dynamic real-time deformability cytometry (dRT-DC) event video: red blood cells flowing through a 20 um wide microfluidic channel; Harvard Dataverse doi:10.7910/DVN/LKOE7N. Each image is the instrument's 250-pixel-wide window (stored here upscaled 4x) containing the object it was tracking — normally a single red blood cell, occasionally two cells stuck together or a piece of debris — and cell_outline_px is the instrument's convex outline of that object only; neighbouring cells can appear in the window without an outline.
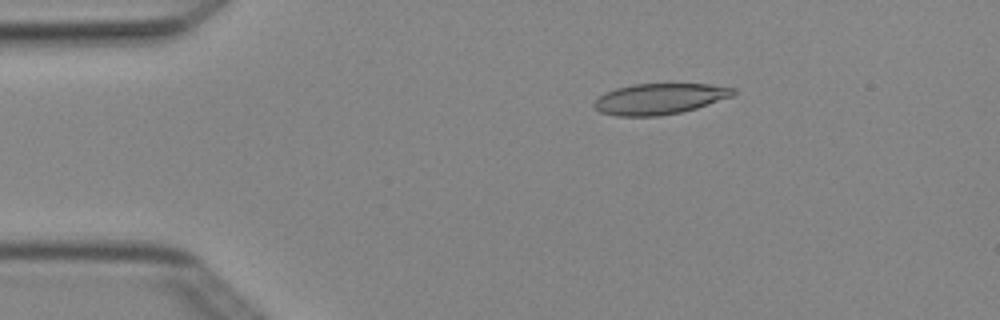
{"species": "Egyptian fruit bat (a non-hibernating species)", "species_latin": "Rousettus aegyptiacus", "temperature_condition": "cold", "stored_images_in_passage": 5, "camera_frame_rate_fps": 3000, "um_per_image_px": 0.085, "animal": {"sex": "female"}, "frame": {"image": 1, "passage_image": 3, "time_ms": 0.667, "image_size_px": [1000, 320], "cell_outline_px": [[736, 92], [732, 96], [696, 108], [680, 112], [660, 116], [616, 116], [600, 112], [592, 104], [604, 92], [616, 88], [632, 84], [708, 84], [736, 88]], "centroid_in_image_um": [56.04, 8.4], "position_along_channel_um": 29.0, "area_um2": 24.97}}
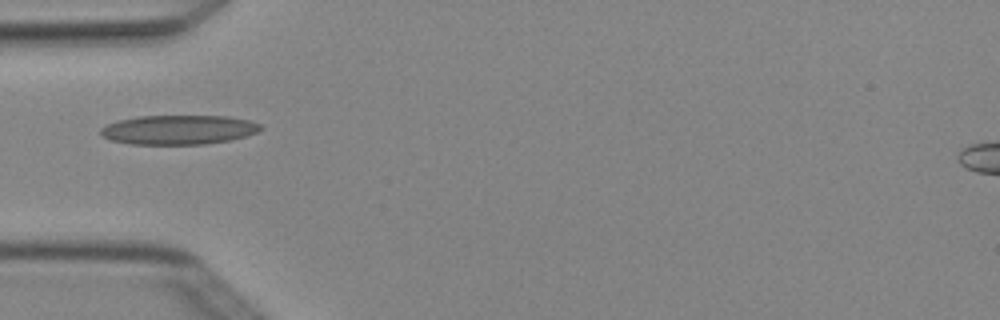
{"frame": {"image": 2, "passage_image": 5, "time_ms": 1.333, "image_size_px": [1000, 320], "cell_outline_px": [[264, 128], [256, 132], [232, 140], [208, 144], [128, 144], [112, 140], [100, 136], [100, 128], [116, 120], [136, 116], [228, 116], [248, 120], [260, 124]], "centroid_in_image_um": [15.15, 11.03], "position_along_channel_um": 69.8, "area_um2": 27.57}}